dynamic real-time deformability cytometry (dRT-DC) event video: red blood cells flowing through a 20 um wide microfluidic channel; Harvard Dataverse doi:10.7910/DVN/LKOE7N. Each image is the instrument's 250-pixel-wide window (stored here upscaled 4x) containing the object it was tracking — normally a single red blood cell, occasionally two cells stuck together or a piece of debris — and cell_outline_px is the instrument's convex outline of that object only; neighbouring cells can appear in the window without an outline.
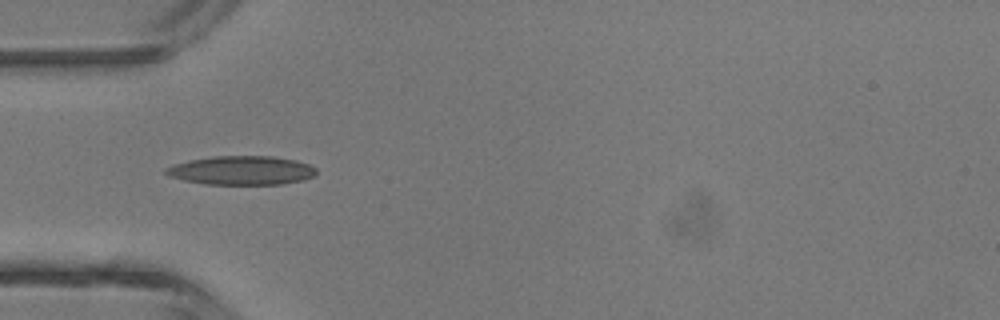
{"species": "common noctule bat (a hibernating species)", "species_latin": "Nyctalus noctula", "temperature_condition": "room temperature", "stored_images_in_passage": 3, "camera_frame_rate_fps": 3000, "um_per_image_px": 0.085, "animal": {"sex": "male", "body_mass_g": 13.3}, "frame": {"image": 1, "passage_image": 3, "time_ms": 2.333, "image_size_px": [1000, 320], "cell_outline_px": [[316, 172], [312, 176], [304, 180], [280, 184], [204, 184], [184, 180], [168, 176], [164, 172], [164, 168], [188, 160], [212, 156], [272, 156], [296, 160], [308, 164], [316, 168]], "centroid_in_image_um": [20.51, 14.48], "position_along_channel_um": 64.5, "area_um2": 25.32}}